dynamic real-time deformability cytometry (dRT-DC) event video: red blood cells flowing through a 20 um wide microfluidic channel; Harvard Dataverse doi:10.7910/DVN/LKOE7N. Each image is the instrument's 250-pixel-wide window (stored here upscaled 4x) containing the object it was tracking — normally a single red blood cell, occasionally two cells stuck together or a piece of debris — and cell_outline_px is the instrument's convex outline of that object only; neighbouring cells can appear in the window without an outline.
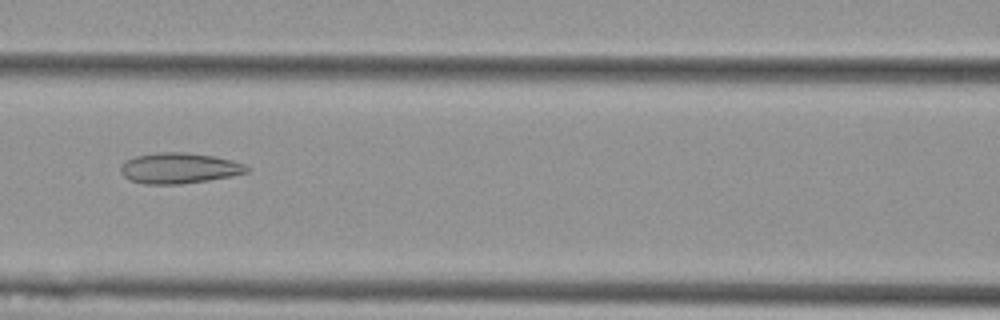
{"species": "Egyptian fruit bat (a non-hibernating species)", "species_latin": "Rousettus aegyptiacus", "temperature_condition": "cold", "stored_images_in_passage": 8, "camera_frame_rate_fps": 3000, "um_per_image_px": 0.085, "animal": {"sex": "female"}, "frame": {"image": 1, "passage_image": 6, "time_ms": 1.667, "image_size_px": [1000, 320], "cell_outline_px": [[248, 172], [232, 176], [208, 180], [180, 184], [144, 184], [128, 180], [120, 172], [120, 164], [124, 160], [136, 156], [160, 152], [184, 152], [212, 156], [232, 160], [244, 164], [248, 168]], "centroid_in_image_um": [15.17, 14.3], "position_along_channel_um": 151.4, "area_um2": 22.6}}
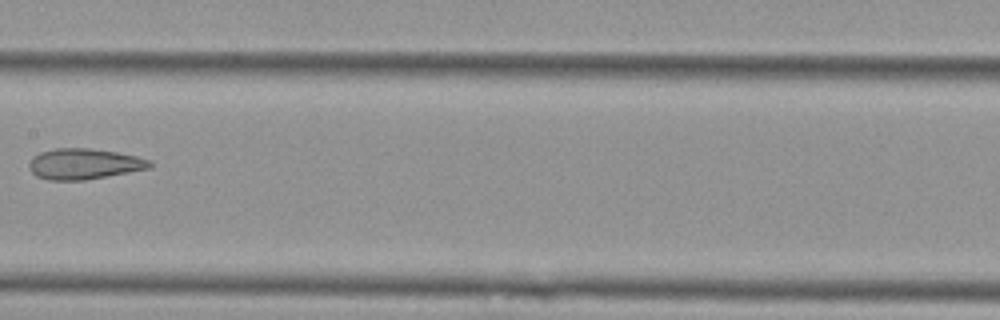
{"frame": {"image": 2, "passage_image": 7, "time_ms": 2.0, "image_size_px": [1000, 320], "cell_outline_px": [[152, 168], [84, 180], [48, 180], [36, 176], [32, 172], [28, 164], [32, 156], [40, 152], [56, 148], [88, 148], [116, 152], [136, 156], [152, 160]], "centroid_in_image_um": [7.15, 13.93], "position_along_channel_um": 200.3, "area_um2": 21.68}}
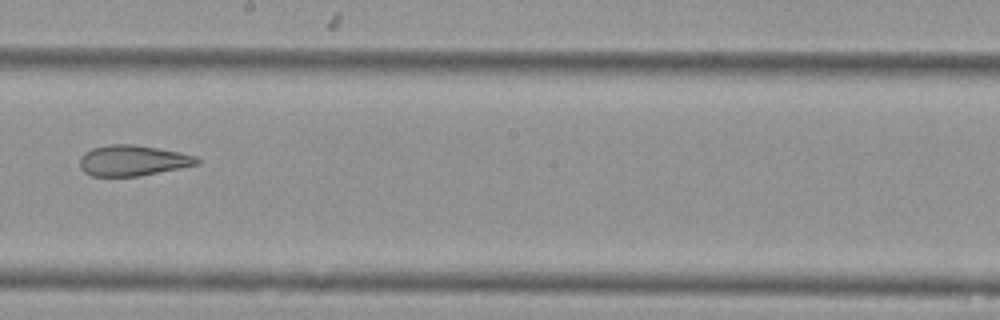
{"frame": {"image": 3, "passage_image": 8, "time_ms": 2.333, "image_size_px": [1000, 320], "cell_outline_px": [[200, 164], [140, 176], [92, 176], [84, 172], [80, 168], [80, 156], [84, 152], [92, 148], [108, 144], [136, 144], [180, 152], [196, 156], [200, 160]], "centroid_in_image_um": [11.28, 13.64], "position_along_channel_um": 236.9, "area_um2": 21.15}}